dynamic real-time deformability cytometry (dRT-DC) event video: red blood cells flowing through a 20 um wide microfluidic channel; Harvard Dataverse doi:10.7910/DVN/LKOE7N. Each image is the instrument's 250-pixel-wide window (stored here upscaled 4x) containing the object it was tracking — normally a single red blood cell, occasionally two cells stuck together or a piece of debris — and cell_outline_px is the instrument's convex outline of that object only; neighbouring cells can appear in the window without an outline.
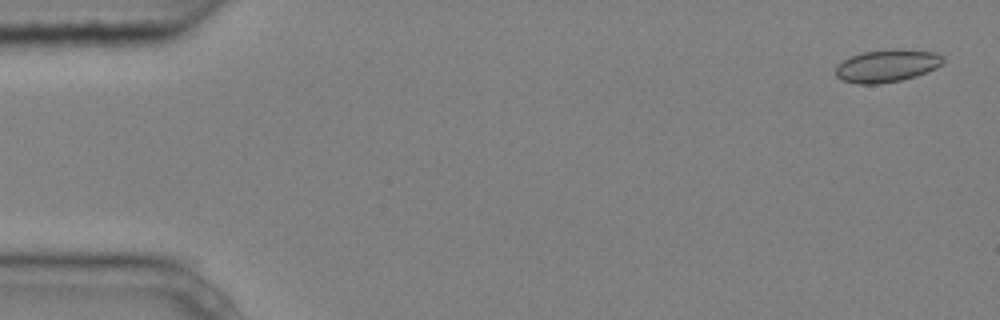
{"species": "common noctule bat (a hibernating species)", "species_latin": "Nyctalus noctula", "temperature_condition": "cold", "stored_images_in_passage": 5, "camera_frame_rate_fps": 3000, "um_per_image_px": 0.085, "animal": {"sex": "male", "body_mass_g": 20.4}, "frame": {"image": 1, "passage_image": 1, "time_ms": 0.0, "image_size_px": [1000, 320], "cell_outline_px": [[944, 60], [936, 68], [916, 76], [900, 80], [880, 84], [856, 84], [840, 80], [836, 76], [836, 64], [852, 56], [864, 52], [936, 52], [944, 56]], "centroid_in_image_um": [75.33, 5.66], "position_along_channel_um": 9.7, "area_um2": 19.48}}